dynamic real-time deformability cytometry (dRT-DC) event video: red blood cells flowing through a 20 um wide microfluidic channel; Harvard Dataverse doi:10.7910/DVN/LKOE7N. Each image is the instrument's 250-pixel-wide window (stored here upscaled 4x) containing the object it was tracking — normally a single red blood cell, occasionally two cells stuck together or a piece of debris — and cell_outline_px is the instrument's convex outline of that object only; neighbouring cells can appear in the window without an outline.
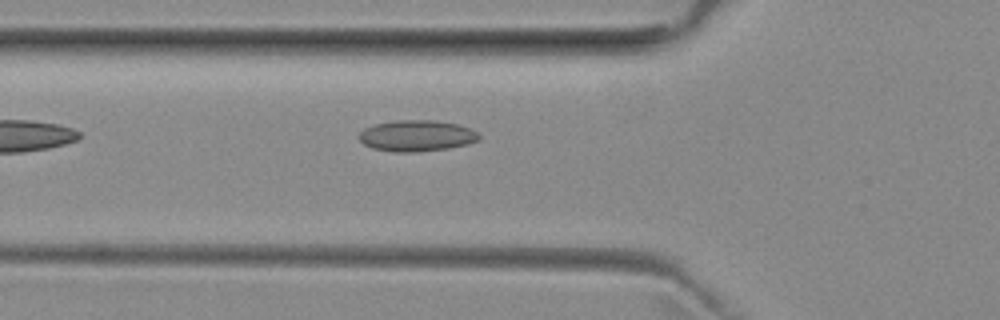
{"species": "common noctule bat (a hibernating species)", "species_latin": "Nyctalus noctula", "temperature_condition": "room temperature", "stored_images_in_passage": 34, "camera_frame_rate_fps": 3000, "um_per_image_px": 0.085, "animal": {"sex": "female", "body_mass_g": 29.2, "forearm_length_mm": 56.3}, "frame": {"image": 1, "passage_image": 2, "time_ms": 0.333, "image_size_px": [1000, 320], "cell_outline_px": [[480, 140], [468, 144], [448, 148], [416, 152], [392, 152], [372, 148], [364, 144], [356, 136], [364, 128], [376, 124], [396, 120], [432, 120], [456, 124], [472, 128], [480, 132]], "centroid_in_image_um": [35.43, 11.54], "position_along_channel_um": 90.4, "area_um2": 22.02}}
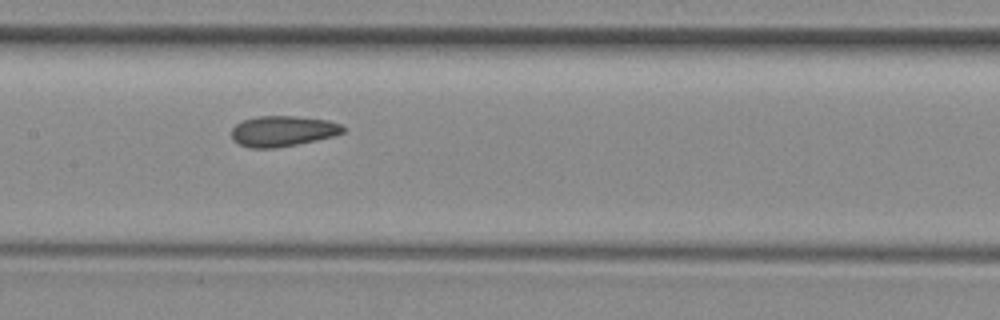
{"frame": {"image": 2, "passage_image": 9, "time_ms": 2.667, "image_size_px": [1000, 320], "cell_outline_px": [[344, 132], [332, 136], [316, 140], [296, 144], [272, 148], [252, 148], [240, 144], [232, 140], [232, 128], [240, 120], [256, 116], [296, 116], [328, 120], [340, 124], [344, 128]], "centroid_in_image_um": [23.99, 11.13], "position_along_channel_um": 183.4, "area_um2": 19.83}}
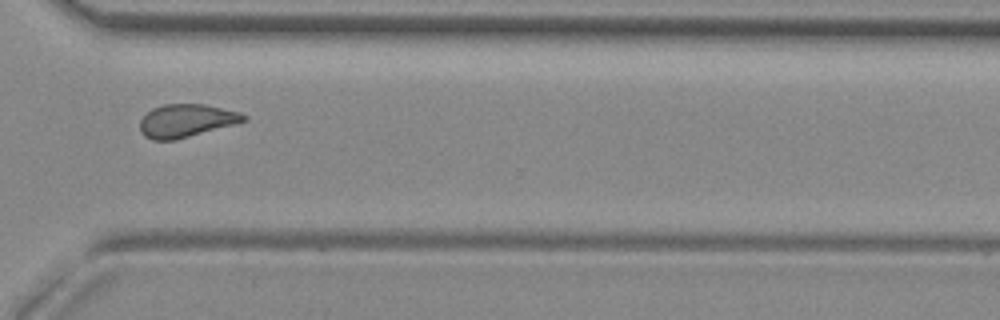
{"frame": {"image": 3, "passage_image": 22, "time_ms": 7.0, "image_size_px": [1000, 320], "cell_outline_px": [[248, 120], [236, 124], [176, 140], [152, 140], [144, 136], [140, 132], [140, 120], [152, 108], [164, 104], [204, 104], [240, 112], [248, 116]], "centroid_in_image_um": [15.85, 10.26], "position_along_channel_um": 354.8, "area_um2": 20.11}}